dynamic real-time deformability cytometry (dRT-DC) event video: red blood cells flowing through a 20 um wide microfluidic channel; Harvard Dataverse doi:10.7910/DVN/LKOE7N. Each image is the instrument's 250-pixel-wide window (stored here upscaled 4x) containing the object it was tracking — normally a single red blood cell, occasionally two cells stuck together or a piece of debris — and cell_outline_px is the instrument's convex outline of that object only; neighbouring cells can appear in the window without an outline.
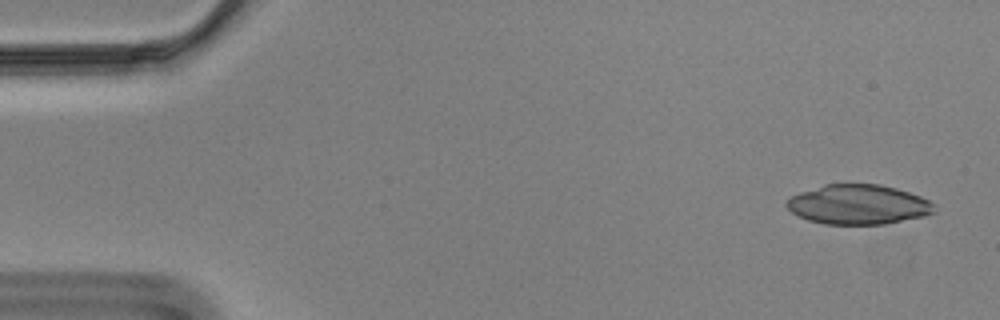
{"species": "Egyptian fruit bat (a non-hibernating species)", "species_latin": "Rousettus aegyptiacus", "temperature_condition": "cold", "stored_images_in_passage": 56, "camera_frame_rate_fps": 3000, "um_per_image_px": 0.085, "animal": {"sex": "male"}, "frame": {"image": 1, "passage_image": 3, "time_ms": 0.667, "image_size_px": [1000, 320], "cell_outline_px": [[936, 212], [924, 216], [884, 224], [824, 224], [808, 220], [792, 212], [784, 204], [792, 196], [800, 192], [824, 184], [880, 184], [896, 188], [920, 196], [928, 200], [932, 204]], "centroid_in_image_um": [72.95, 17.38], "position_along_channel_um": 12.1, "area_um2": 33.99}}